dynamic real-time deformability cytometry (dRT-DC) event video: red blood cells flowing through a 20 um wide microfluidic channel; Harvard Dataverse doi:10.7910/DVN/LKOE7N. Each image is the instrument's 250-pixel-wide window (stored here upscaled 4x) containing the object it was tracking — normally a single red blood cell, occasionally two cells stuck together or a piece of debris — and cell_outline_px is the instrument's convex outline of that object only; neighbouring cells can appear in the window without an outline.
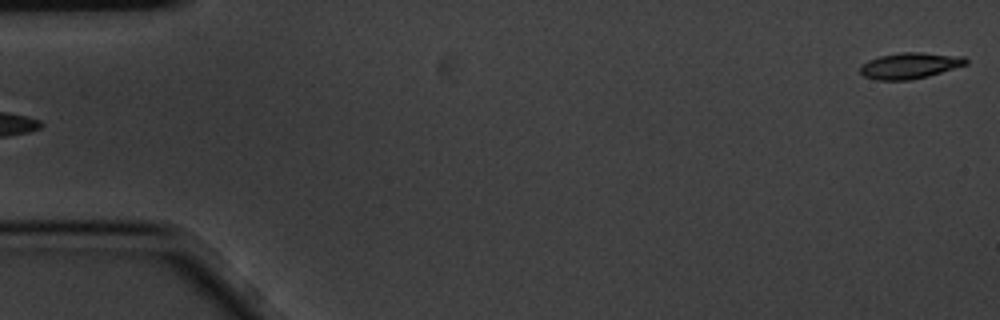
{"species": "common noctule bat (a hibernating species)", "species_latin": "Nyctalus noctula", "temperature_condition": "cold", "stored_images_in_passage": 5, "camera_frame_rate_fps": 3000, "um_per_image_px": 0.085, "animal": {"sex": "male", "body_mass_g": 20.1, "forearm_length_mm": 53.5}, "frame": {"image": 1, "passage_image": 5, "time_ms": 1.333, "image_size_px": [1000, 320], "cell_outline_px": [[968, 64], [928, 76], [908, 80], [876, 80], [864, 76], [860, 72], [860, 68], [868, 60], [880, 56], [900, 52], [920, 52], [964, 56], [968, 60]], "centroid_in_image_um": [77.36, 5.57], "position_along_channel_um": 7.6, "area_um2": 16.01}}